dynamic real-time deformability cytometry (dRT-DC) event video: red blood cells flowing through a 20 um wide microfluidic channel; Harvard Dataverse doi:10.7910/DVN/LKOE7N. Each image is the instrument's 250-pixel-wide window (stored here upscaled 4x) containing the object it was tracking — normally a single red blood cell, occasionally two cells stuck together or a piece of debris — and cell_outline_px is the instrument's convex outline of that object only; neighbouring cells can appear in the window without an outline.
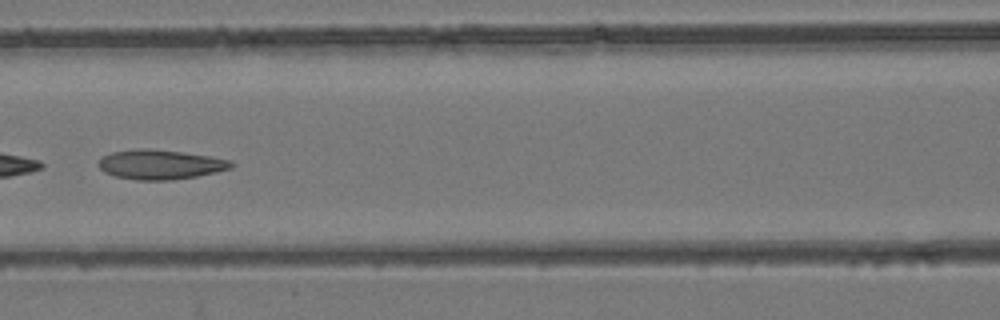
{"species": "common noctule bat (a hibernating species)", "species_latin": "Nyctalus noctula", "temperature_condition": "room temperature", "stored_images_in_passage": 34, "camera_frame_rate_fps": 3000, "um_per_image_px": 0.085, "animal": {"sex": "female", "body_mass_g": 24.6, "forearm_length_mm": 56.2}, "frame": {"image": 1, "passage_image": 10, "time_ms": 3.0, "image_size_px": [1000, 320], "cell_outline_px": [[236, 164], [232, 168], [216, 172], [196, 176], [172, 180], [136, 180], [116, 176], [104, 172], [96, 164], [104, 156], [112, 152], [140, 148], [148, 148], [212, 156], [228, 160]], "centroid_in_image_um": [13.63, 13.98], "position_along_channel_um": 153.0, "area_um2": 22.83}, "authors_computed_cell_mechanics": {"area_um2": 22.2819, "velocity_mm_per_s": 3.8773, "shape_relaxation_time_tau1_ms": null, "shape_relaxation_time_tau2_ms": 6.1668, "deformation_change_tau1": null, "deformation_change_tau2": 0.1317}}